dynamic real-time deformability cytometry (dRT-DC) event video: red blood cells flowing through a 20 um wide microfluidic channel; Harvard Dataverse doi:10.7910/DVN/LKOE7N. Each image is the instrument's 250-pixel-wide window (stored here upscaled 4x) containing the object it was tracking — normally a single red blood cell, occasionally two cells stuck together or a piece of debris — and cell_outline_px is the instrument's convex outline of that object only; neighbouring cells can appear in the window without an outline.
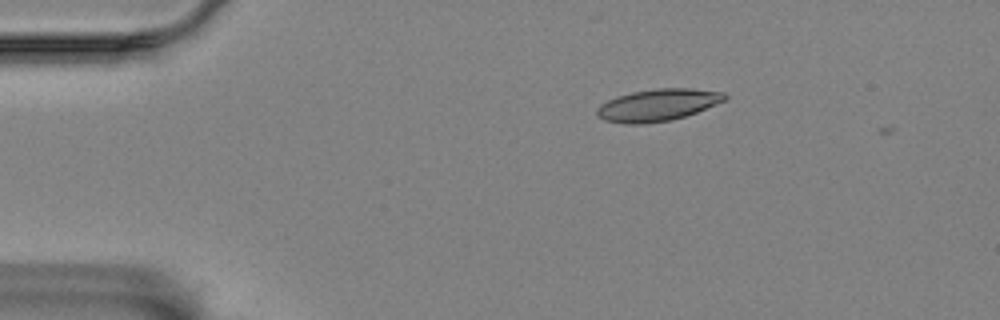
{"species": "Egyptian fruit bat (a non-hibernating species)", "species_latin": "Rousettus aegyptiacus", "temperature_condition": "room temperature", "stored_images_in_passage": 4, "camera_frame_rate_fps": 3000, "um_per_image_px": 0.085, "animal": {"sex": "female"}, "frame": {"image": 1, "passage_image": 2, "time_ms": 0.333, "image_size_px": [1000, 320], "cell_outline_px": [[728, 96], [724, 100], [716, 104], [696, 112], [672, 120], [644, 124], [624, 124], [604, 120], [596, 116], [596, 108], [600, 104], [616, 96], [632, 92], [656, 88], [692, 88], [724, 92]], "centroid_in_image_um": [55.87, 8.93], "position_along_channel_um": 29.1, "area_um2": 23.99}}